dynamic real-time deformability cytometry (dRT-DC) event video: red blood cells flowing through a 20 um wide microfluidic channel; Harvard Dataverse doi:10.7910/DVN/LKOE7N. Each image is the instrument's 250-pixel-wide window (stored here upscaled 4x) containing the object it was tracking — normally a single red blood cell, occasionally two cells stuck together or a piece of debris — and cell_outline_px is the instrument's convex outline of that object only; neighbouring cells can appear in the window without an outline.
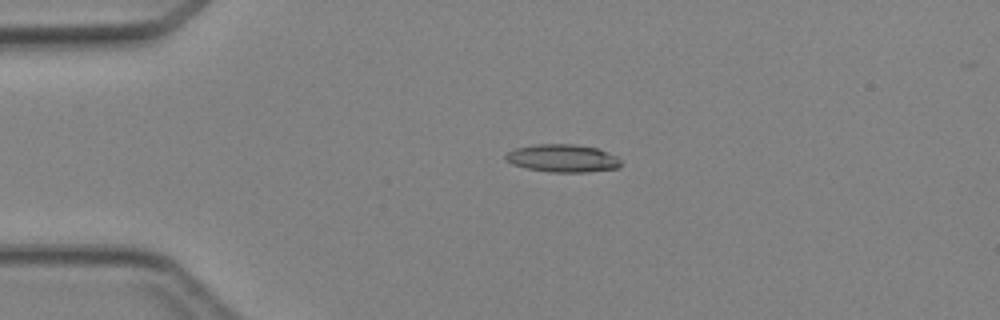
{"species": "Egyptian fruit bat (a non-hibernating species)", "species_latin": "Rousettus aegyptiacus", "temperature_condition": "cold", "stored_images_in_passage": 4, "camera_frame_rate_fps": 3000, "um_per_image_px": 0.085, "animal": {"sex": "female"}, "frame": {"image": 1, "passage_image": 3, "time_ms": 2.333, "image_size_px": [1000, 320], "cell_outline_px": [[620, 168], [588, 172], [548, 172], [524, 168], [512, 164], [504, 160], [504, 156], [508, 152], [516, 148], [536, 144], [572, 144], [600, 148], [616, 156], [620, 160]], "centroid_in_image_um": [47.82, 13.46], "position_along_channel_um": 37.2, "area_um2": 18.9}}